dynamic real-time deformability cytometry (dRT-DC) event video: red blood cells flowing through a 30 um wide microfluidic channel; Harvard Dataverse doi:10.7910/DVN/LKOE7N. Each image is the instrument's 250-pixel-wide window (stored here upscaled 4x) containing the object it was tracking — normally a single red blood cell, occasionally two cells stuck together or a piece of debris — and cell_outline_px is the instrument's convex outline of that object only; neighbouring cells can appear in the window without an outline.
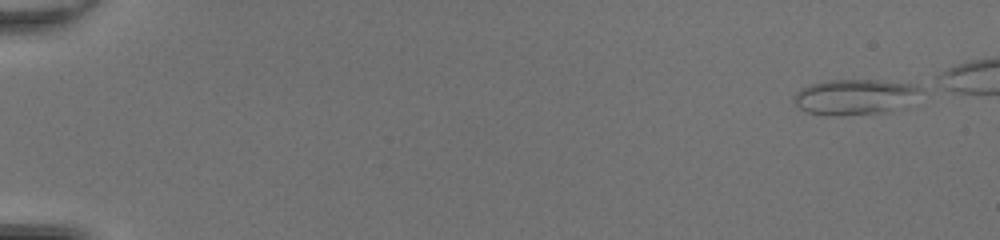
{"species": "common noctule bat (a hibernating species)", "species_latin": "Nyctalus noctula", "temperature_condition": "room temperature", "stored_images_in_passage": 44, "camera_frame_rate_fps": 3000, "um_per_image_px": 0.085, "animal": {"sex": "female", "body_mass_g": 20.0, "forearm_length_mm": 54.0}, "frame": {"image": 1, "passage_image": 1, "time_ms": 0.0, "image_size_px": [1000, 240], "cell_outline_px": [[924, 92], [884, 112], [836, 116], [808, 112], [800, 108], [792, 100], [792, 96], [800, 88], [812, 84], [828, 80], [876, 80], [912, 84], [920, 88]], "centroid_in_image_um": [72.55, 8.22], "position_along_channel_um": 12.4, "area_um2": 25.55}}
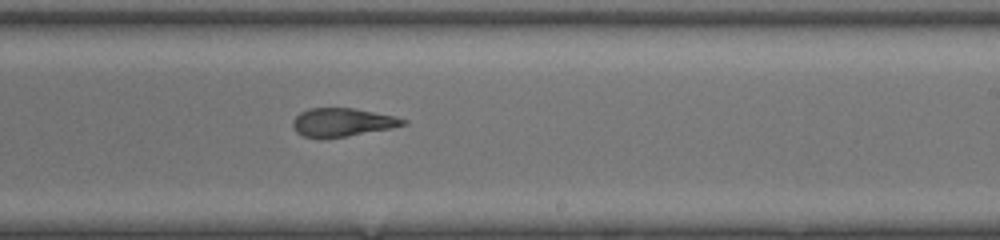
{"frame": {"image": 2, "passage_image": 30, "time_ms": 9.667, "image_size_px": [1000, 240], "cell_outline_px": [[408, 124], [392, 128], [348, 136], [320, 140], [304, 136], [296, 132], [292, 124], [292, 120], [300, 112], [308, 108], [352, 108], [392, 116], [408, 120]], "centroid_in_image_um": [29.05, 10.42], "position_along_channel_um": 259.9, "area_um2": 18.44}}
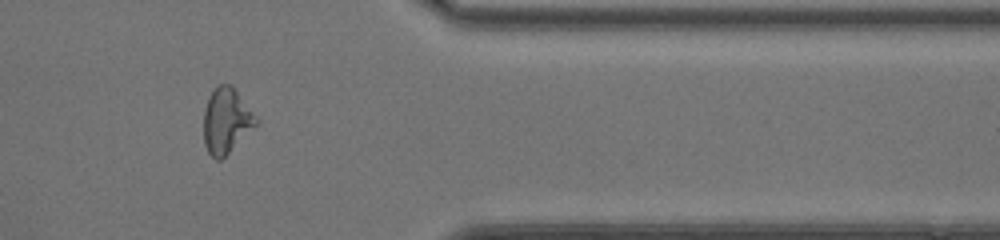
{"frame": {"image": 3, "passage_image": 40, "time_ms": 13.0, "image_size_px": [1000, 240], "cell_outline_px": [[260, 120], [220, 160], [216, 160], [208, 152], [204, 144], [204, 108], [212, 92], [220, 84], [228, 84], [236, 92]], "centroid_in_image_um": [19.21, 10.28], "position_along_channel_um": 392.2, "area_um2": 19.19}}